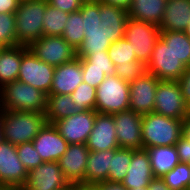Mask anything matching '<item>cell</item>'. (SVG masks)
<instances>
[{"label": "cell", "instance_id": "obj_1", "mask_svg": "<svg viewBox=\"0 0 190 190\" xmlns=\"http://www.w3.org/2000/svg\"><path fill=\"white\" fill-rule=\"evenodd\" d=\"M183 120L173 119L154 112L142 115L143 149L158 146H175L182 136Z\"/></svg>", "mask_w": 190, "mask_h": 190}, {"label": "cell", "instance_id": "obj_2", "mask_svg": "<svg viewBox=\"0 0 190 190\" xmlns=\"http://www.w3.org/2000/svg\"><path fill=\"white\" fill-rule=\"evenodd\" d=\"M46 123L45 112L9 111L4 109L3 140L15 146L31 142Z\"/></svg>", "mask_w": 190, "mask_h": 190}, {"label": "cell", "instance_id": "obj_3", "mask_svg": "<svg viewBox=\"0 0 190 190\" xmlns=\"http://www.w3.org/2000/svg\"><path fill=\"white\" fill-rule=\"evenodd\" d=\"M47 95L18 80L0 88V106L9 111L45 112Z\"/></svg>", "mask_w": 190, "mask_h": 190}, {"label": "cell", "instance_id": "obj_4", "mask_svg": "<svg viewBox=\"0 0 190 190\" xmlns=\"http://www.w3.org/2000/svg\"><path fill=\"white\" fill-rule=\"evenodd\" d=\"M48 1L27 0L15 12L16 45L29 46L43 36V15Z\"/></svg>", "mask_w": 190, "mask_h": 190}, {"label": "cell", "instance_id": "obj_5", "mask_svg": "<svg viewBox=\"0 0 190 190\" xmlns=\"http://www.w3.org/2000/svg\"><path fill=\"white\" fill-rule=\"evenodd\" d=\"M129 82L117 75H109L96 88L95 111L103 114H114L129 110Z\"/></svg>", "mask_w": 190, "mask_h": 190}, {"label": "cell", "instance_id": "obj_6", "mask_svg": "<svg viewBox=\"0 0 190 190\" xmlns=\"http://www.w3.org/2000/svg\"><path fill=\"white\" fill-rule=\"evenodd\" d=\"M160 32L156 24L128 18L124 38L130 43L137 61L147 66L155 44L160 38Z\"/></svg>", "mask_w": 190, "mask_h": 190}, {"label": "cell", "instance_id": "obj_7", "mask_svg": "<svg viewBox=\"0 0 190 190\" xmlns=\"http://www.w3.org/2000/svg\"><path fill=\"white\" fill-rule=\"evenodd\" d=\"M55 67L38 59L27 46H22L18 81L29 84L49 95Z\"/></svg>", "mask_w": 190, "mask_h": 190}, {"label": "cell", "instance_id": "obj_8", "mask_svg": "<svg viewBox=\"0 0 190 190\" xmlns=\"http://www.w3.org/2000/svg\"><path fill=\"white\" fill-rule=\"evenodd\" d=\"M185 70L186 66L178 60L171 48L159 38L146 66V71L160 81H177Z\"/></svg>", "mask_w": 190, "mask_h": 190}, {"label": "cell", "instance_id": "obj_9", "mask_svg": "<svg viewBox=\"0 0 190 190\" xmlns=\"http://www.w3.org/2000/svg\"><path fill=\"white\" fill-rule=\"evenodd\" d=\"M28 49L38 59L54 67L77 57V51L62 36H42L34 40Z\"/></svg>", "mask_w": 190, "mask_h": 190}, {"label": "cell", "instance_id": "obj_10", "mask_svg": "<svg viewBox=\"0 0 190 190\" xmlns=\"http://www.w3.org/2000/svg\"><path fill=\"white\" fill-rule=\"evenodd\" d=\"M154 99V113L180 120L187 116V104L178 81H160Z\"/></svg>", "mask_w": 190, "mask_h": 190}, {"label": "cell", "instance_id": "obj_11", "mask_svg": "<svg viewBox=\"0 0 190 190\" xmlns=\"http://www.w3.org/2000/svg\"><path fill=\"white\" fill-rule=\"evenodd\" d=\"M28 171L19 160L16 146L3 140L0 143V186L22 188Z\"/></svg>", "mask_w": 190, "mask_h": 190}, {"label": "cell", "instance_id": "obj_12", "mask_svg": "<svg viewBox=\"0 0 190 190\" xmlns=\"http://www.w3.org/2000/svg\"><path fill=\"white\" fill-rule=\"evenodd\" d=\"M96 113L95 110L78 111L56 121L54 126L68 144H86L94 126Z\"/></svg>", "mask_w": 190, "mask_h": 190}, {"label": "cell", "instance_id": "obj_13", "mask_svg": "<svg viewBox=\"0 0 190 190\" xmlns=\"http://www.w3.org/2000/svg\"><path fill=\"white\" fill-rule=\"evenodd\" d=\"M160 80L151 73H144L141 77L129 82L130 100L129 110L144 115L154 111L156 88Z\"/></svg>", "mask_w": 190, "mask_h": 190}, {"label": "cell", "instance_id": "obj_14", "mask_svg": "<svg viewBox=\"0 0 190 190\" xmlns=\"http://www.w3.org/2000/svg\"><path fill=\"white\" fill-rule=\"evenodd\" d=\"M112 115L119 147L143 149L142 115L132 110L121 111Z\"/></svg>", "mask_w": 190, "mask_h": 190}, {"label": "cell", "instance_id": "obj_15", "mask_svg": "<svg viewBox=\"0 0 190 190\" xmlns=\"http://www.w3.org/2000/svg\"><path fill=\"white\" fill-rule=\"evenodd\" d=\"M58 162H43L31 169L24 190H62L69 185Z\"/></svg>", "mask_w": 190, "mask_h": 190}, {"label": "cell", "instance_id": "obj_16", "mask_svg": "<svg viewBox=\"0 0 190 190\" xmlns=\"http://www.w3.org/2000/svg\"><path fill=\"white\" fill-rule=\"evenodd\" d=\"M32 142L43 162H58L69 145L50 123L44 125Z\"/></svg>", "mask_w": 190, "mask_h": 190}, {"label": "cell", "instance_id": "obj_17", "mask_svg": "<svg viewBox=\"0 0 190 190\" xmlns=\"http://www.w3.org/2000/svg\"><path fill=\"white\" fill-rule=\"evenodd\" d=\"M90 151H106L119 148L112 114L96 113L93 129L86 142Z\"/></svg>", "mask_w": 190, "mask_h": 190}, {"label": "cell", "instance_id": "obj_18", "mask_svg": "<svg viewBox=\"0 0 190 190\" xmlns=\"http://www.w3.org/2000/svg\"><path fill=\"white\" fill-rule=\"evenodd\" d=\"M90 150L86 144H69L59 166L69 183H85V171Z\"/></svg>", "mask_w": 190, "mask_h": 190}, {"label": "cell", "instance_id": "obj_19", "mask_svg": "<svg viewBox=\"0 0 190 190\" xmlns=\"http://www.w3.org/2000/svg\"><path fill=\"white\" fill-rule=\"evenodd\" d=\"M154 178L147 149H132V160L122 185L127 190L144 188L149 186Z\"/></svg>", "mask_w": 190, "mask_h": 190}, {"label": "cell", "instance_id": "obj_20", "mask_svg": "<svg viewBox=\"0 0 190 190\" xmlns=\"http://www.w3.org/2000/svg\"><path fill=\"white\" fill-rule=\"evenodd\" d=\"M83 82L81 58L56 66L49 94L70 95Z\"/></svg>", "mask_w": 190, "mask_h": 190}, {"label": "cell", "instance_id": "obj_21", "mask_svg": "<svg viewBox=\"0 0 190 190\" xmlns=\"http://www.w3.org/2000/svg\"><path fill=\"white\" fill-rule=\"evenodd\" d=\"M128 20L127 10L100 2L101 27L112 43L124 38L125 25Z\"/></svg>", "mask_w": 190, "mask_h": 190}, {"label": "cell", "instance_id": "obj_22", "mask_svg": "<svg viewBox=\"0 0 190 190\" xmlns=\"http://www.w3.org/2000/svg\"><path fill=\"white\" fill-rule=\"evenodd\" d=\"M190 23V0L166 2L163 19L158 26L161 31H184Z\"/></svg>", "mask_w": 190, "mask_h": 190}, {"label": "cell", "instance_id": "obj_23", "mask_svg": "<svg viewBox=\"0 0 190 190\" xmlns=\"http://www.w3.org/2000/svg\"><path fill=\"white\" fill-rule=\"evenodd\" d=\"M116 149L106 151H90L87 158L85 183L97 184L107 181L108 169Z\"/></svg>", "mask_w": 190, "mask_h": 190}, {"label": "cell", "instance_id": "obj_24", "mask_svg": "<svg viewBox=\"0 0 190 190\" xmlns=\"http://www.w3.org/2000/svg\"><path fill=\"white\" fill-rule=\"evenodd\" d=\"M165 0H132L127 10L128 18L160 25L164 11Z\"/></svg>", "mask_w": 190, "mask_h": 190}, {"label": "cell", "instance_id": "obj_25", "mask_svg": "<svg viewBox=\"0 0 190 190\" xmlns=\"http://www.w3.org/2000/svg\"><path fill=\"white\" fill-rule=\"evenodd\" d=\"M22 60V45L2 47L0 50V88L18 80Z\"/></svg>", "mask_w": 190, "mask_h": 190}, {"label": "cell", "instance_id": "obj_26", "mask_svg": "<svg viewBox=\"0 0 190 190\" xmlns=\"http://www.w3.org/2000/svg\"><path fill=\"white\" fill-rule=\"evenodd\" d=\"M78 112L76 104L70 95L49 94L46 101V121L54 124L56 121L72 116Z\"/></svg>", "mask_w": 190, "mask_h": 190}, {"label": "cell", "instance_id": "obj_27", "mask_svg": "<svg viewBox=\"0 0 190 190\" xmlns=\"http://www.w3.org/2000/svg\"><path fill=\"white\" fill-rule=\"evenodd\" d=\"M154 177H162L180 161L175 146H158L147 149Z\"/></svg>", "mask_w": 190, "mask_h": 190}, {"label": "cell", "instance_id": "obj_28", "mask_svg": "<svg viewBox=\"0 0 190 190\" xmlns=\"http://www.w3.org/2000/svg\"><path fill=\"white\" fill-rule=\"evenodd\" d=\"M111 44L102 27L86 29L83 43L77 50V57L85 58L89 54L102 53V51H107Z\"/></svg>", "mask_w": 190, "mask_h": 190}, {"label": "cell", "instance_id": "obj_29", "mask_svg": "<svg viewBox=\"0 0 190 190\" xmlns=\"http://www.w3.org/2000/svg\"><path fill=\"white\" fill-rule=\"evenodd\" d=\"M160 38L186 67L190 66V38L184 31H161Z\"/></svg>", "mask_w": 190, "mask_h": 190}, {"label": "cell", "instance_id": "obj_30", "mask_svg": "<svg viewBox=\"0 0 190 190\" xmlns=\"http://www.w3.org/2000/svg\"><path fill=\"white\" fill-rule=\"evenodd\" d=\"M69 14L47 5L43 15V36H62Z\"/></svg>", "mask_w": 190, "mask_h": 190}, {"label": "cell", "instance_id": "obj_31", "mask_svg": "<svg viewBox=\"0 0 190 190\" xmlns=\"http://www.w3.org/2000/svg\"><path fill=\"white\" fill-rule=\"evenodd\" d=\"M131 160L132 149L121 147L117 148L113 158L111 159L107 181L121 183L127 174Z\"/></svg>", "mask_w": 190, "mask_h": 190}, {"label": "cell", "instance_id": "obj_32", "mask_svg": "<svg viewBox=\"0 0 190 190\" xmlns=\"http://www.w3.org/2000/svg\"><path fill=\"white\" fill-rule=\"evenodd\" d=\"M83 22L80 10L70 13L62 34L65 41L76 51L84 40L85 30Z\"/></svg>", "mask_w": 190, "mask_h": 190}, {"label": "cell", "instance_id": "obj_33", "mask_svg": "<svg viewBox=\"0 0 190 190\" xmlns=\"http://www.w3.org/2000/svg\"><path fill=\"white\" fill-rule=\"evenodd\" d=\"M161 178L171 190H188L190 183V164L179 162Z\"/></svg>", "mask_w": 190, "mask_h": 190}, {"label": "cell", "instance_id": "obj_34", "mask_svg": "<svg viewBox=\"0 0 190 190\" xmlns=\"http://www.w3.org/2000/svg\"><path fill=\"white\" fill-rule=\"evenodd\" d=\"M108 55L114 65H130V62H136V56L130 43L122 38L110 45Z\"/></svg>", "mask_w": 190, "mask_h": 190}, {"label": "cell", "instance_id": "obj_35", "mask_svg": "<svg viewBox=\"0 0 190 190\" xmlns=\"http://www.w3.org/2000/svg\"><path fill=\"white\" fill-rule=\"evenodd\" d=\"M70 96L78 111L95 110L96 88L82 82Z\"/></svg>", "mask_w": 190, "mask_h": 190}, {"label": "cell", "instance_id": "obj_36", "mask_svg": "<svg viewBox=\"0 0 190 190\" xmlns=\"http://www.w3.org/2000/svg\"><path fill=\"white\" fill-rule=\"evenodd\" d=\"M0 45L2 47L16 46V17L15 14H0Z\"/></svg>", "mask_w": 190, "mask_h": 190}, {"label": "cell", "instance_id": "obj_37", "mask_svg": "<svg viewBox=\"0 0 190 190\" xmlns=\"http://www.w3.org/2000/svg\"><path fill=\"white\" fill-rule=\"evenodd\" d=\"M84 30L100 28V1H85L80 8Z\"/></svg>", "mask_w": 190, "mask_h": 190}, {"label": "cell", "instance_id": "obj_38", "mask_svg": "<svg viewBox=\"0 0 190 190\" xmlns=\"http://www.w3.org/2000/svg\"><path fill=\"white\" fill-rule=\"evenodd\" d=\"M16 150L19 160L28 172L43 163V160L34 148L32 141L16 145Z\"/></svg>", "mask_w": 190, "mask_h": 190}, {"label": "cell", "instance_id": "obj_39", "mask_svg": "<svg viewBox=\"0 0 190 190\" xmlns=\"http://www.w3.org/2000/svg\"><path fill=\"white\" fill-rule=\"evenodd\" d=\"M146 72V65L139 61L130 62V65L122 64L115 66V75L127 82L134 81Z\"/></svg>", "mask_w": 190, "mask_h": 190}, {"label": "cell", "instance_id": "obj_40", "mask_svg": "<svg viewBox=\"0 0 190 190\" xmlns=\"http://www.w3.org/2000/svg\"><path fill=\"white\" fill-rule=\"evenodd\" d=\"M82 68H98V69H115L114 63L108 55V51L102 53L89 54L85 58H81Z\"/></svg>", "mask_w": 190, "mask_h": 190}, {"label": "cell", "instance_id": "obj_41", "mask_svg": "<svg viewBox=\"0 0 190 190\" xmlns=\"http://www.w3.org/2000/svg\"><path fill=\"white\" fill-rule=\"evenodd\" d=\"M83 82L97 88L106 76L115 75V69L82 68Z\"/></svg>", "mask_w": 190, "mask_h": 190}, {"label": "cell", "instance_id": "obj_42", "mask_svg": "<svg viewBox=\"0 0 190 190\" xmlns=\"http://www.w3.org/2000/svg\"><path fill=\"white\" fill-rule=\"evenodd\" d=\"M84 0H48V4L68 14L80 10Z\"/></svg>", "mask_w": 190, "mask_h": 190}, {"label": "cell", "instance_id": "obj_43", "mask_svg": "<svg viewBox=\"0 0 190 190\" xmlns=\"http://www.w3.org/2000/svg\"><path fill=\"white\" fill-rule=\"evenodd\" d=\"M181 163L190 164V141L183 135L175 145Z\"/></svg>", "mask_w": 190, "mask_h": 190}, {"label": "cell", "instance_id": "obj_44", "mask_svg": "<svg viewBox=\"0 0 190 190\" xmlns=\"http://www.w3.org/2000/svg\"><path fill=\"white\" fill-rule=\"evenodd\" d=\"M181 88L182 96L186 104H190V66L186 67L185 72L177 80Z\"/></svg>", "mask_w": 190, "mask_h": 190}, {"label": "cell", "instance_id": "obj_45", "mask_svg": "<svg viewBox=\"0 0 190 190\" xmlns=\"http://www.w3.org/2000/svg\"><path fill=\"white\" fill-rule=\"evenodd\" d=\"M19 3V0H0V14H15L16 10L18 9Z\"/></svg>", "mask_w": 190, "mask_h": 190}, {"label": "cell", "instance_id": "obj_46", "mask_svg": "<svg viewBox=\"0 0 190 190\" xmlns=\"http://www.w3.org/2000/svg\"><path fill=\"white\" fill-rule=\"evenodd\" d=\"M97 185L99 186V190H127L122 183L118 182L105 181L97 183Z\"/></svg>", "mask_w": 190, "mask_h": 190}, {"label": "cell", "instance_id": "obj_47", "mask_svg": "<svg viewBox=\"0 0 190 190\" xmlns=\"http://www.w3.org/2000/svg\"><path fill=\"white\" fill-rule=\"evenodd\" d=\"M150 190H171L161 177H155L149 184Z\"/></svg>", "mask_w": 190, "mask_h": 190}, {"label": "cell", "instance_id": "obj_48", "mask_svg": "<svg viewBox=\"0 0 190 190\" xmlns=\"http://www.w3.org/2000/svg\"><path fill=\"white\" fill-rule=\"evenodd\" d=\"M99 1L104 4L121 7L125 10L129 9L132 2V0H99Z\"/></svg>", "mask_w": 190, "mask_h": 190}, {"label": "cell", "instance_id": "obj_49", "mask_svg": "<svg viewBox=\"0 0 190 190\" xmlns=\"http://www.w3.org/2000/svg\"><path fill=\"white\" fill-rule=\"evenodd\" d=\"M74 190H99L97 184L74 183Z\"/></svg>", "mask_w": 190, "mask_h": 190}, {"label": "cell", "instance_id": "obj_50", "mask_svg": "<svg viewBox=\"0 0 190 190\" xmlns=\"http://www.w3.org/2000/svg\"><path fill=\"white\" fill-rule=\"evenodd\" d=\"M182 135L190 141V117H185L182 123Z\"/></svg>", "mask_w": 190, "mask_h": 190}, {"label": "cell", "instance_id": "obj_51", "mask_svg": "<svg viewBox=\"0 0 190 190\" xmlns=\"http://www.w3.org/2000/svg\"><path fill=\"white\" fill-rule=\"evenodd\" d=\"M3 126H4V109L0 106V143L3 141Z\"/></svg>", "mask_w": 190, "mask_h": 190}, {"label": "cell", "instance_id": "obj_52", "mask_svg": "<svg viewBox=\"0 0 190 190\" xmlns=\"http://www.w3.org/2000/svg\"><path fill=\"white\" fill-rule=\"evenodd\" d=\"M184 33L190 38V23L185 28Z\"/></svg>", "mask_w": 190, "mask_h": 190}, {"label": "cell", "instance_id": "obj_53", "mask_svg": "<svg viewBox=\"0 0 190 190\" xmlns=\"http://www.w3.org/2000/svg\"><path fill=\"white\" fill-rule=\"evenodd\" d=\"M62 190H74V183L69 184L67 187H65Z\"/></svg>", "mask_w": 190, "mask_h": 190}, {"label": "cell", "instance_id": "obj_54", "mask_svg": "<svg viewBox=\"0 0 190 190\" xmlns=\"http://www.w3.org/2000/svg\"><path fill=\"white\" fill-rule=\"evenodd\" d=\"M5 190H24L23 188H8L5 187Z\"/></svg>", "mask_w": 190, "mask_h": 190}, {"label": "cell", "instance_id": "obj_55", "mask_svg": "<svg viewBox=\"0 0 190 190\" xmlns=\"http://www.w3.org/2000/svg\"><path fill=\"white\" fill-rule=\"evenodd\" d=\"M187 117H190V104L187 105Z\"/></svg>", "mask_w": 190, "mask_h": 190}, {"label": "cell", "instance_id": "obj_56", "mask_svg": "<svg viewBox=\"0 0 190 190\" xmlns=\"http://www.w3.org/2000/svg\"><path fill=\"white\" fill-rule=\"evenodd\" d=\"M132 190H150V189H149V186H147V187H144V188H137V189H132Z\"/></svg>", "mask_w": 190, "mask_h": 190}, {"label": "cell", "instance_id": "obj_57", "mask_svg": "<svg viewBox=\"0 0 190 190\" xmlns=\"http://www.w3.org/2000/svg\"><path fill=\"white\" fill-rule=\"evenodd\" d=\"M0 190H5V186H0Z\"/></svg>", "mask_w": 190, "mask_h": 190}]
</instances>
